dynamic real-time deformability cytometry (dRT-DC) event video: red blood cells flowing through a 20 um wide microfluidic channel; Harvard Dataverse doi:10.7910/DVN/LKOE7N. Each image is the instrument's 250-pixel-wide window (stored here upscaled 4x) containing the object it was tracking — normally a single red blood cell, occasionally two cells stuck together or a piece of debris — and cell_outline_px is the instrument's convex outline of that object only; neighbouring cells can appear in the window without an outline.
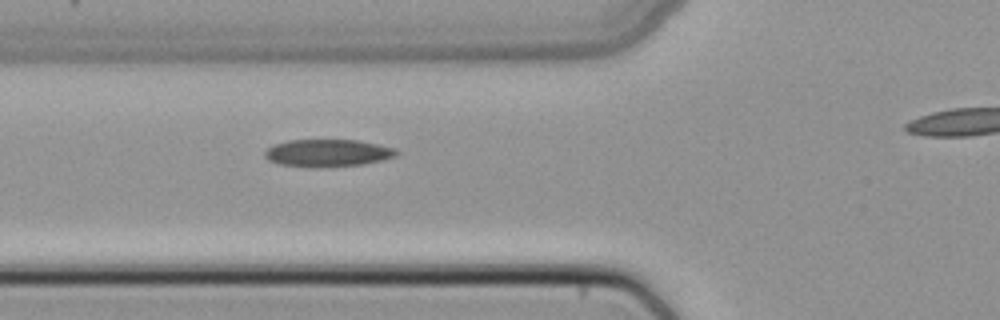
{"species": "common noctule bat (a hibernating species)", "species_latin": "Nyctalus noctula", "temperature_condition": "cold", "stored_images_in_passage": 32, "camera_frame_rate_fps": 3000, "um_per_image_px": 0.085, "animal": {"sex": "female", "body_mass_g": 22.7, "forearm_length_mm": 54.2}, "frame": {"image": 1, "passage_image": 7, "time_ms": 2.0, "image_size_px": [1000, 320], "cell_outline_px": [[400, 152], [396, 156], [364, 164], [320, 168], [316, 168], [280, 164], [268, 160], [264, 156], [264, 152], [268, 148], [276, 144], [288, 140], [356, 140], [396, 148]], "centroid_in_image_um": [27.86, 13.01], "position_along_channel_um": 97.9, "area_um2": 21.04}}
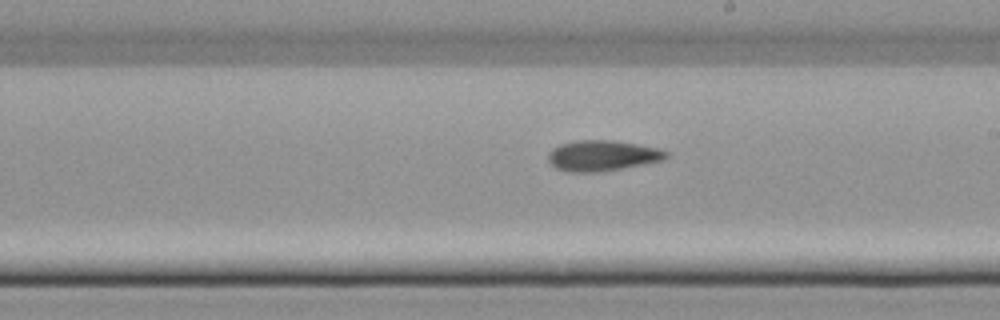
{"frame": {"image": 2, "passage_image": 17, "time_ms": 5.333, "image_size_px": [1000, 320], "cell_outline_px": [[668, 156], [664, 160], [600, 172], [568, 172], [556, 168], [548, 160], [548, 152], [552, 148], [560, 144], [576, 140], [612, 140], [636, 144], [656, 148], [668, 152]], "centroid_in_image_um": [51.16, 13.23], "position_along_channel_um": 237.8, "area_um2": 20.98}}
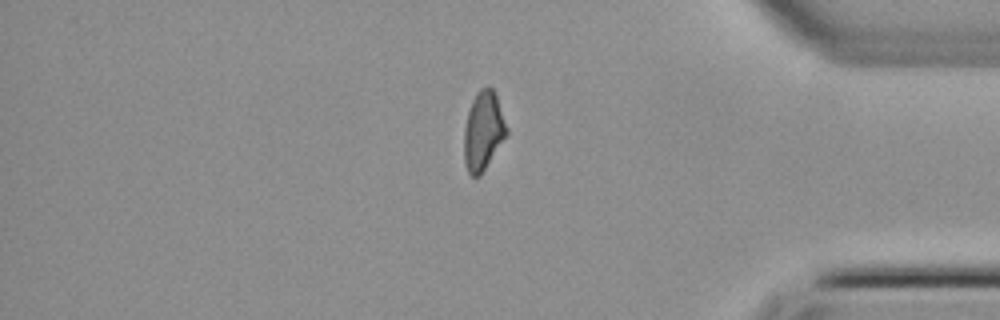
{"frame": {"image": 3, "passage_image": 30, "time_ms": 9.667, "image_size_px": [1000, 320], "cell_outline_px": [[508, 136], [480, 176], [472, 176], [468, 172], [464, 160], [464, 128], [468, 112], [472, 100], [476, 92], [480, 88], [492, 88], [496, 96], [508, 128]], "centroid_in_image_um": [41.09, 11.16], "position_along_channel_um": 394.1, "area_um2": 19.65}}